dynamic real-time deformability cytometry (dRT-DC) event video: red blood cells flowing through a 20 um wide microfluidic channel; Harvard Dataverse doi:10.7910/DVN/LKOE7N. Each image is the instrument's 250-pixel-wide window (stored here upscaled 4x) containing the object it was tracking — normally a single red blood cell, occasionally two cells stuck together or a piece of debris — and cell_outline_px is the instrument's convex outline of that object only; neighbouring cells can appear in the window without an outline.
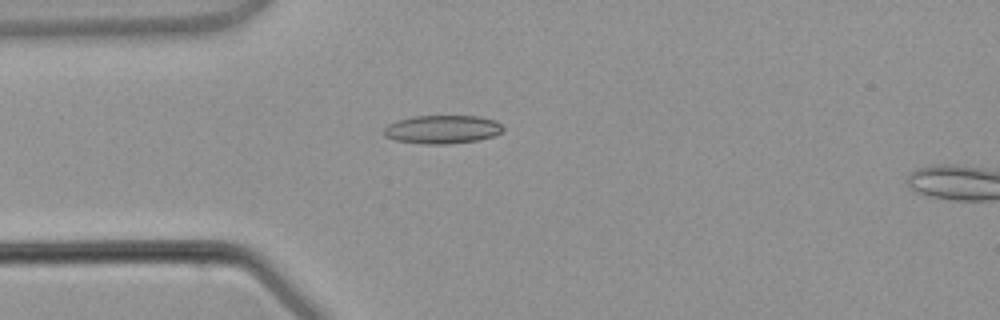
{"species": "common noctule bat (a hibernating species)", "species_latin": "Nyctalus noctula", "temperature_condition": "warm", "stored_images_in_passage": 3, "camera_frame_rate_fps": 3000, "um_per_image_px": 0.085, "animal": {"sex": "male", "body_mass_g": 21.5, "forearm_length_mm": 52.0}, "frame": {"image": 1, "passage_image": 3, "time_ms": 2.333, "image_size_px": [1000, 320], "cell_outline_px": [[504, 128], [500, 132], [492, 136], [476, 140], [448, 144], [424, 144], [396, 140], [384, 136], [384, 128], [388, 124], [396, 120], [416, 116], [480, 116], [496, 120]], "centroid_in_image_um": [37.58, 10.99], "position_along_channel_um": 47.4, "area_um2": 19.65}}